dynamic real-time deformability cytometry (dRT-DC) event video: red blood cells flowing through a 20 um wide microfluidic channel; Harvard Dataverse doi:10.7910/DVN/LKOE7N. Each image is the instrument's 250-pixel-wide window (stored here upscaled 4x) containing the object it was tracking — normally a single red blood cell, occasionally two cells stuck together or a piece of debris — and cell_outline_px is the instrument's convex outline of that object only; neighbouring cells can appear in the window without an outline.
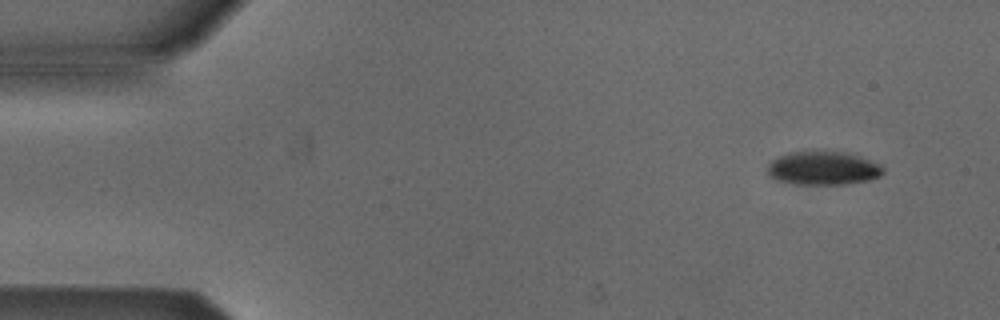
{"species": "Egyptian fruit bat (a non-hibernating species)", "species_latin": "Rousettus aegyptiacus", "temperature_condition": "cold", "stored_images_in_passage": 3, "camera_frame_rate_fps": 3000, "um_per_image_px": 0.085, "animal": {"sex": "male"}, "frame": {"image": 1, "passage_image": 1, "time_ms": 0.0, "image_size_px": [1000, 320], "cell_outline_px": [[884, 172], [880, 176], [868, 180], [844, 184], [796, 184], [776, 180], [768, 172], [768, 164], [772, 160], [788, 152], [812, 148], [844, 152], [868, 160], [884, 168]], "centroid_in_image_um": [69.91, 14.26], "position_along_channel_um": 15.1, "area_um2": 22.89}}
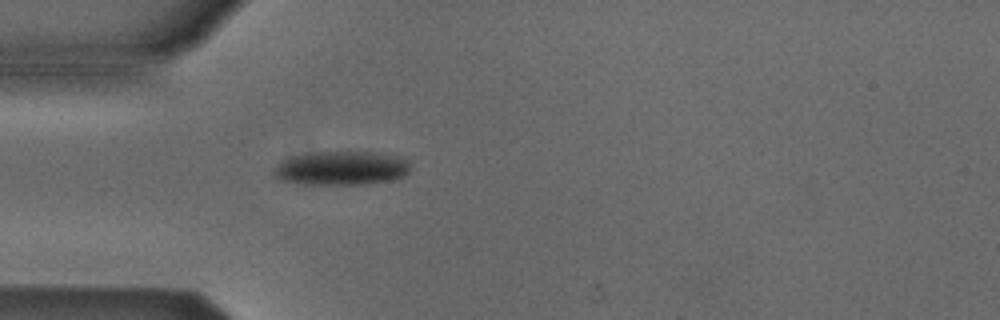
{"frame": {"image": 2, "passage_image": 3, "time_ms": 3.667, "image_size_px": [1000, 320], "cell_outline_px": [[412, 164], [408, 172], [404, 176], [396, 180], [360, 184], [304, 184], [280, 180], [276, 176], [276, 168], [280, 160], [296, 156], [316, 152], [376, 152], [396, 156], [408, 160]], "centroid_in_image_um": [29.09, 14.29], "position_along_channel_um": 55.9, "area_um2": 26.88}}